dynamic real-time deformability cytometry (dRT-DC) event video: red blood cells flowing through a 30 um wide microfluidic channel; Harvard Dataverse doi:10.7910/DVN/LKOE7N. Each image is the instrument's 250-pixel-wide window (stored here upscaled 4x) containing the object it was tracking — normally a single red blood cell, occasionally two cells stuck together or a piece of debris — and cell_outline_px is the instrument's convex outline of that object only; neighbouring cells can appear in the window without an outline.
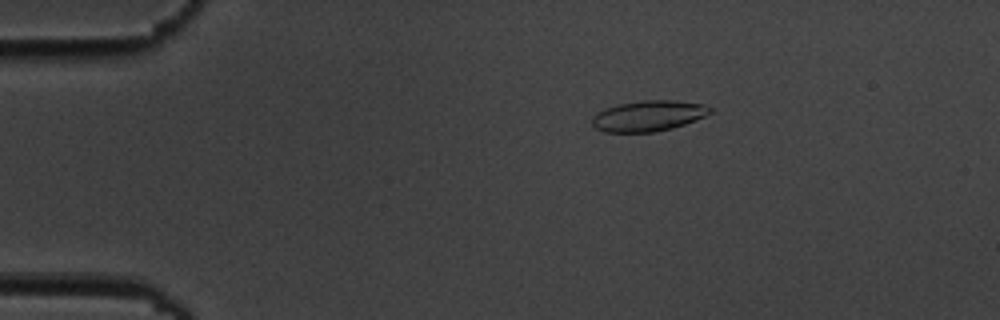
{"species": "common noctule bat (a hibernating species)", "species_latin": "Nyctalus noctula", "temperature_condition": "cold", "stored_images_in_passage": 5, "camera_frame_rate_fps": 3000, "um_per_image_px": 0.085, "animal": {"sex": "male", "body_mass_g": 19.5, "forearm_length_mm": 54.6}, "frame": {"image": 1, "passage_image": 3, "time_ms": 2.0, "image_size_px": [1000, 320], "cell_outline_px": [[712, 112], [704, 116], [684, 124], [672, 128], [652, 132], [604, 132], [596, 128], [592, 124], [592, 116], [596, 112], [604, 108], [620, 104], [644, 100], [672, 100], [704, 104], [712, 108]], "centroid_in_image_um": [55.08, 9.84], "position_along_channel_um": 29.9, "area_um2": 21.04}}